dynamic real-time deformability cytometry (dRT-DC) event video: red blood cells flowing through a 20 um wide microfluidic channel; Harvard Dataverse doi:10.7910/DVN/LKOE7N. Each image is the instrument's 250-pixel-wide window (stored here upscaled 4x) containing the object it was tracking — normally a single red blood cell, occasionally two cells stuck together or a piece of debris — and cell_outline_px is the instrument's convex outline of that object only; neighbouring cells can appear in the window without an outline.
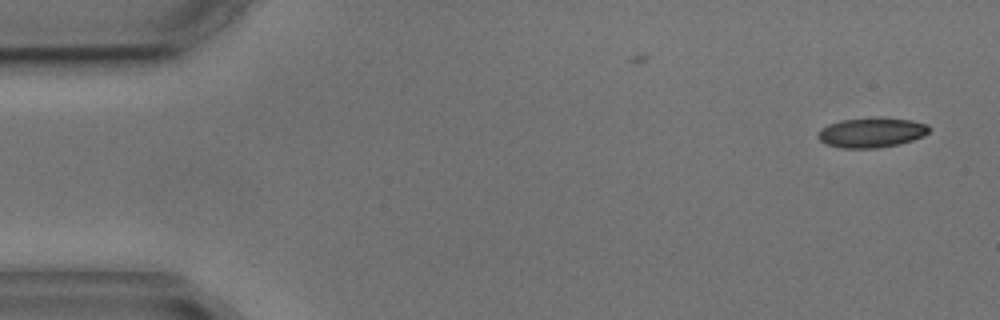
{"species": "common noctule bat (a hibernating species)", "species_latin": "Nyctalus noctula", "temperature_condition": "cold", "stored_images_in_passage": 2, "camera_frame_rate_fps": 3000, "um_per_image_px": 0.085, "animal": {"sex": "male", "body_mass_g": 17.9, "forearm_length_mm": 54.2}, "frame": {"image": 1, "passage_image": 2, "time_ms": 1.333, "image_size_px": [1000, 320], "cell_outline_px": [[928, 132], [924, 136], [900, 144], [876, 148], [844, 148], [824, 144], [816, 136], [820, 128], [828, 124], [840, 120], [872, 116], [884, 116], [912, 120], [928, 124]], "centroid_in_image_um": [74.06, 11.24], "position_along_channel_um": 10.9, "area_um2": 19.88}}